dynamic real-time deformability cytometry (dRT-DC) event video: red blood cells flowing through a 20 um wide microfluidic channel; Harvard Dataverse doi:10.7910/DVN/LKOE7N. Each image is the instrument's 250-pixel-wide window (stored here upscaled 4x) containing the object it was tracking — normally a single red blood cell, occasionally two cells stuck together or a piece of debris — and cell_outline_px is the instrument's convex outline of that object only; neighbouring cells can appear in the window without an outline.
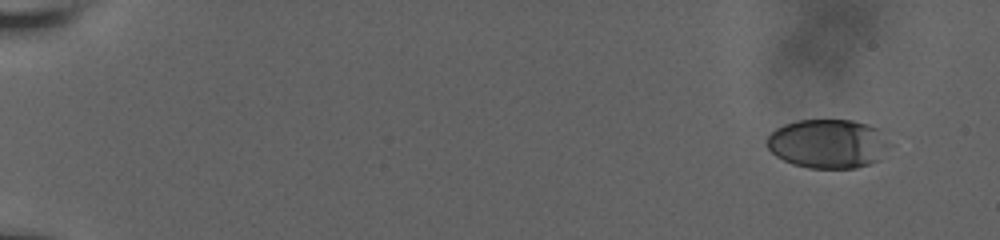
{"species": "human", "species_latin": "Homo sapiens", "temperature_condition": "room temperature", "stored_images_in_passage": 15, "camera_frame_rate_fps": 3000, "um_per_image_px": 0.085, "donor": {"sex": "male"}, "frame": {"image": 1, "passage_image": 1, "time_ms": 0.0, "image_size_px": [1000, 240], "cell_outline_px": [[896, 144], [880, 160], [856, 168], [808, 168], [792, 164], [776, 156], [768, 148], [768, 136], [776, 128], [784, 124], [796, 120], [852, 120], [868, 124], [880, 128]], "centroid_in_image_um": [70.5, 12.21], "position_along_channel_um": 14.5, "area_um2": 35.95}}
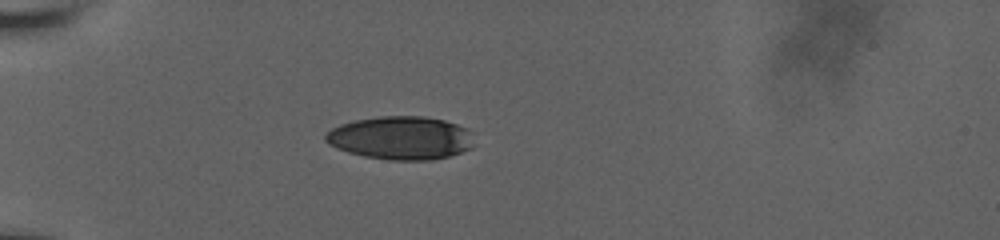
{"frame": {"image": 2, "passage_image": 12, "time_ms": 5.0, "image_size_px": [1000, 240], "cell_outline_px": [[472, 148], [448, 156], [432, 160], [388, 160], [364, 156], [348, 152], [336, 148], [328, 144], [324, 140], [324, 136], [332, 128], [340, 124], [352, 120], [380, 116], [424, 116], [444, 120], [468, 128], [472, 132]], "centroid_in_image_um": [34.05, 11.72], "position_along_channel_um": 50.9, "area_um2": 37.69}}